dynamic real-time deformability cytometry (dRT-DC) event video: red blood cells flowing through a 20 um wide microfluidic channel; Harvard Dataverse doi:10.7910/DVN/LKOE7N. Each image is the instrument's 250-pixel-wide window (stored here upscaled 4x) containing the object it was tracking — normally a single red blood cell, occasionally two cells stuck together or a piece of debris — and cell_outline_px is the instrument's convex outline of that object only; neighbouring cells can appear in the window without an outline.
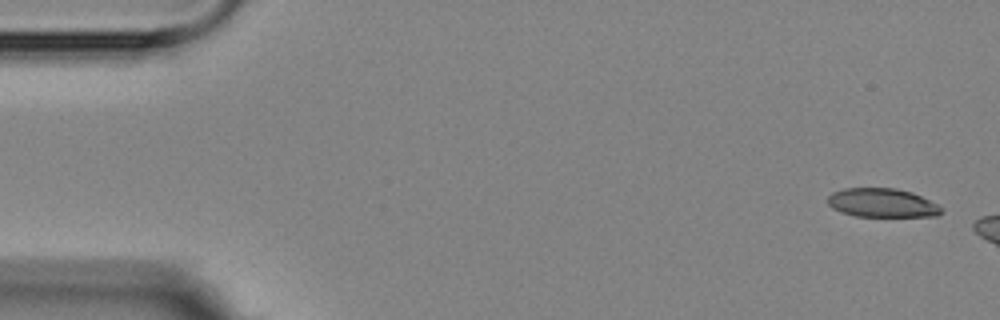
{"species": "Egyptian fruit bat (a non-hibernating species)", "species_latin": "Rousettus aegyptiacus", "temperature_condition": "room temperature", "stored_images_in_passage": 7, "segment_of_instrument_passage": [1, 2], "camera_frame_rate_fps": 3000, "um_per_image_px": 0.085, "animal": {"sex": "female"}, "frame": {"image": 1, "passage_image": 1, "time_ms": 0.0, "image_size_px": [1000, 320], "cell_outline_px": [[944, 212], [936, 216], [856, 216], [840, 212], [832, 208], [828, 204], [828, 196], [832, 192], [844, 188], [896, 188], [912, 192], [936, 204]], "centroid_in_image_um": [74.94, 17.24], "position_along_channel_um": 10.1, "area_um2": 19.02}}
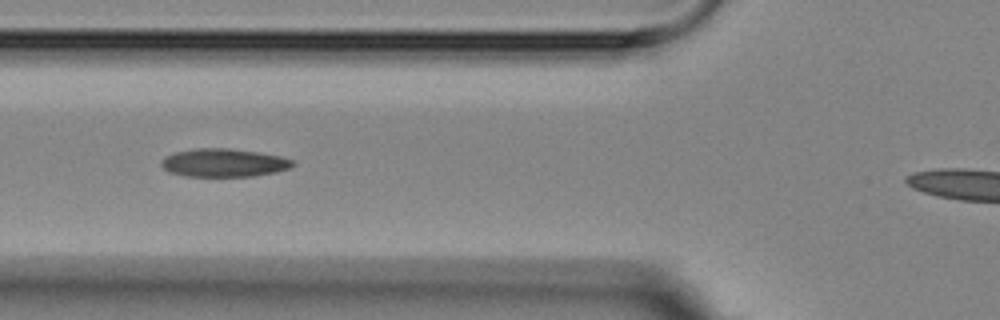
{"frame": {"image": 2, "passage_image": 6, "time_ms": 6.0, "image_size_px": [1000, 320], "cell_outline_px": [[296, 164], [288, 168], [276, 172], [252, 176], [188, 176], [168, 172], [160, 164], [160, 160], [164, 156], [176, 152], [192, 148], [232, 148], [260, 152], [280, 156], [292, 160]], "centroid_in_image_um": [19.0, 13.82], "position_along_channel_um": 106.8, "area_um2": 21.73}}